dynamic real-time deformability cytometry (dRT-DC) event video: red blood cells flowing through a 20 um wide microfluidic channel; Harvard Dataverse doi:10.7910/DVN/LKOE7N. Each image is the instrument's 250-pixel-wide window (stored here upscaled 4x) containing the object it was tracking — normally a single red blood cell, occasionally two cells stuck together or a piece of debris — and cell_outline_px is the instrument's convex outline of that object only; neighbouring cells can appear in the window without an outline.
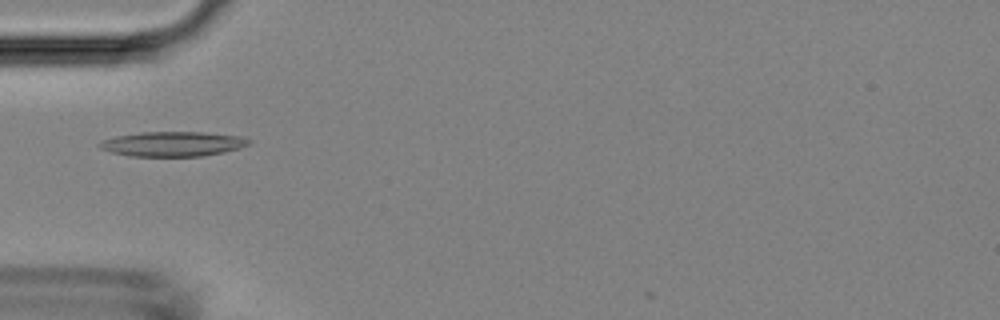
{"species": "Egyptian fruit bat (a non-hibernating species)", "species_latin": "Rousettus aegyptiacus", "temperature_condition": "room temperature", "stored_images_in_passage": 4, "camera_frame_rate_fps": 3000, "um_per_image_px": 0.085, "animal": {"sex": "female"}, "frame": {"image": 1, "passage_image": 4, "time_ms": 4.333, "image_size_px": [1000, 320], "cell_outline_px": [[252, 140], [248, 144], [240, 148], [224, 152], [204, 156], [128, 156], [112, 152], [100, 148], [96, 144], [104, 140], [116, 136], [140, 132], [204, 132], [244, 136]], "centroid_in_image_um": [14.72, 12.23], "position_along_channel_um": 70.3, "area_um2": 21.68}}